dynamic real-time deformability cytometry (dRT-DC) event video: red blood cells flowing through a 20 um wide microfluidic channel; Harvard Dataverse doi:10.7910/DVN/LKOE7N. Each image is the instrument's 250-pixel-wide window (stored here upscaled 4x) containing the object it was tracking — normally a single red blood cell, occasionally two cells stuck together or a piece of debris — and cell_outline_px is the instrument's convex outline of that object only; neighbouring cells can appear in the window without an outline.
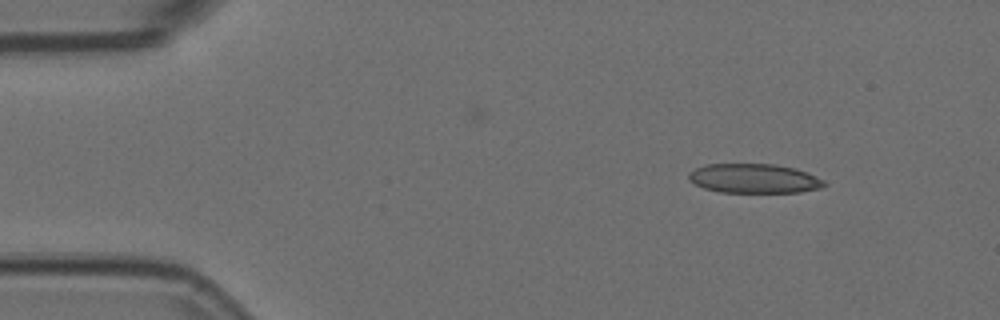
{"species": "Egyptian fruit bat (a non-hibernating species)", "species_latin": "Rousettus aegyptiacus", "temperature_condition": "room temperature", "stored_images_in_passage": 8, "camera_frame_rate_fps": 3000, "um_per_image_px": 0.085, "animal": {"sex": "female"}, "frame": {"image": 1, "passage_image": 1, "time_ms": 0.0, "image_size_px": [1000, 320], "cell_outline_px": [[828, 184], [820, 188], [800, 192], [720, 192], [704, 188], [688, 180], [688, 172], [696, 168], [708, 164], [776, 164], [796, 168], [824, 180]], "centroid_in_image_um": [64.09, 15.17], "position_along_channel_um": 20.9, "area_um2": 23.18}}
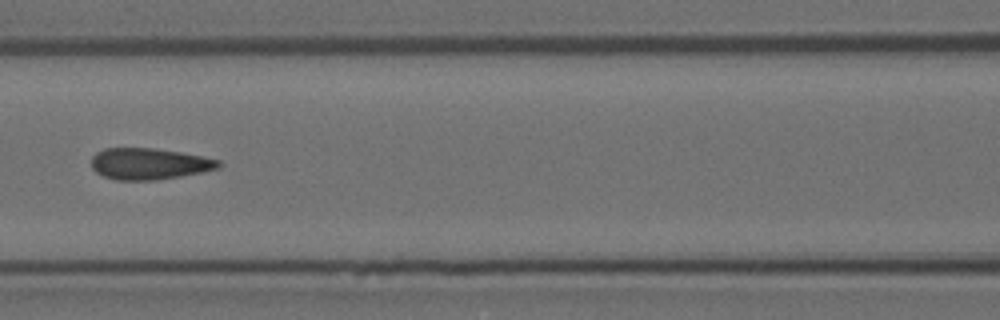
{"frame": {"image": 2, "passage_image": 5, "time_ms": 1.333, "image_size_px": [1000, 320], "cell_outline_px": [[224, 164], [220, 168], [180, 176], [156, 180], [116, 180], [104, 176], [96, 172], [92, 168], [92, 156], [96, 152], [104, 148], [152, 148], [180, 152], [204, 156], [220, 160]], "centroid_in_image_um": [12.7, 13.92], "position_along_channel_um": 153.9, "area_um2": 23.35}}
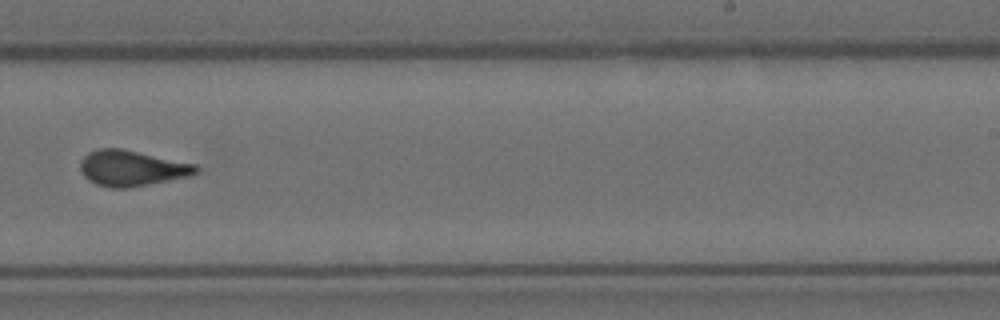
{"frame": {"image": 3, "passage_image": 8, "time_ms": 2.333, "image_size_px": [1000, 320], "cell_outline_px": [[200, 172], [188, 176], [128, 188], [112, 188], [96, 184], [88, 180], [84, 176], [80, 168], [80, 160], [88, 152], [100, 148], [120, 148], [196, 164], [200, 168]], "centroid_in_image_um": [11.19, 14.29], "position_along_channel_um": 277.8, "area_um2": 23.99}}